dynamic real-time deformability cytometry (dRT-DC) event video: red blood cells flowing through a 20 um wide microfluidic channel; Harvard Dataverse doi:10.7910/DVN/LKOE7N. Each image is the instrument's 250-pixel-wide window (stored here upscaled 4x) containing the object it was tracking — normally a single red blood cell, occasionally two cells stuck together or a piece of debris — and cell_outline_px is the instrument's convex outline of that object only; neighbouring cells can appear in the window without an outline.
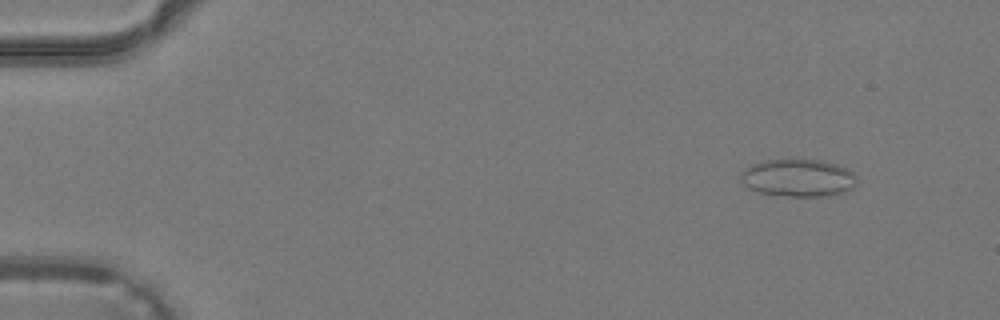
{"species": "common noctule bat (a hibernating species)", "species_latin": "Nyctalus noctula", "temperature_condition": "warm", "stored_images_in_passage": 40, "camera_frame_rate_fps": 3000, "um_per_image_px": 0.085, "animal": {"sex": "male", "body_mass_g": 19.2, "forearm_length_mm": 51.8}, "frame": {"image": 1, "passage_image": 4, "time_ms": 1.0, "image_size_px": [1000, 320], "cell_outline_px": [[856, 184], [852, 188], [844, 192], [828, 196], [792, 196], [756, 192], [748, 188], [740, 180], [740, 172], [748, 164], [764, 160], [816, 160], [836, 164], [848, 168], [856, 176]], "centroid_in_image_um": [67.8, 15.12], "position_along_channel_um": 17.2, "area_um2": 25.55}}
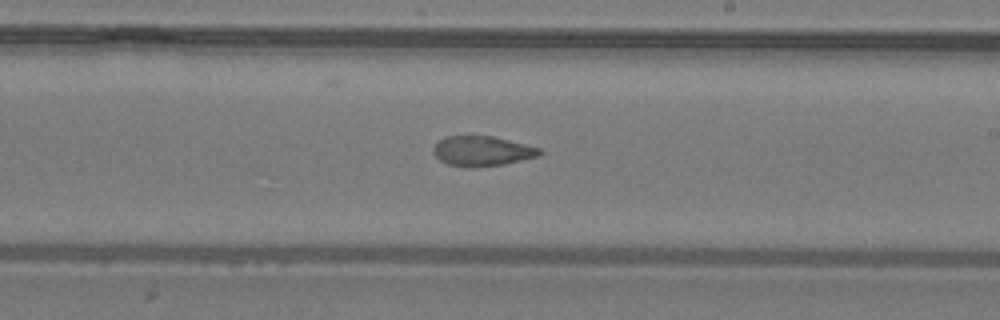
{"frame": {"image": 2, "passage_image": 24, "time_ms": 7.667, "image_size_px": [1000, 320], "cell_outline_px": [[544, 152], [540, 156], [504, 164], [472, 168], [464, 168], [448, 164], [440, 160], [432, 152], [432, 148], [444, 136], [492, 136], [540, 148]], "centroid_in_image_um": [40.97, 12.85], "position_along_channel_um": 248.0, "area_um2": 18.67}}
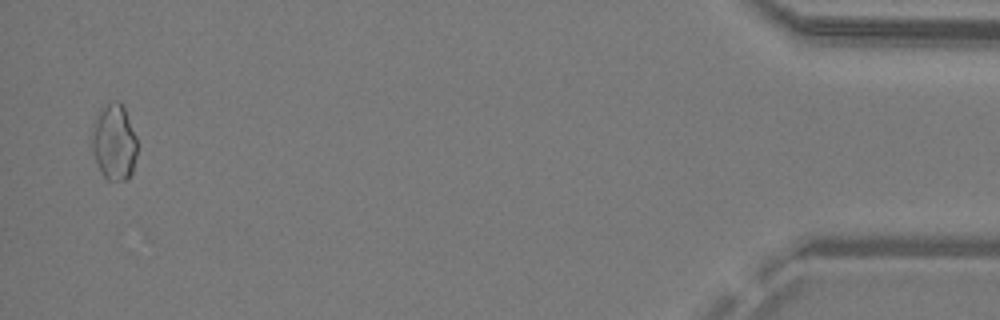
{"frame": {"image": 3, "passage_image": 39, "time_ms": 12.667, "image_size_px": [1000, 320], "cell_outline_px": [[136, 156], [132, 172], [128, 180], [108, 180], [104, 176], [96, 160], [92, 148], [92, 124], [100, 108], [116, 100], [124, 108], [136, 136]], "centroid_in_image_um": [9.7, 12.09], "position_along_channel_um": 425.5, "area_um2": 19.83}}